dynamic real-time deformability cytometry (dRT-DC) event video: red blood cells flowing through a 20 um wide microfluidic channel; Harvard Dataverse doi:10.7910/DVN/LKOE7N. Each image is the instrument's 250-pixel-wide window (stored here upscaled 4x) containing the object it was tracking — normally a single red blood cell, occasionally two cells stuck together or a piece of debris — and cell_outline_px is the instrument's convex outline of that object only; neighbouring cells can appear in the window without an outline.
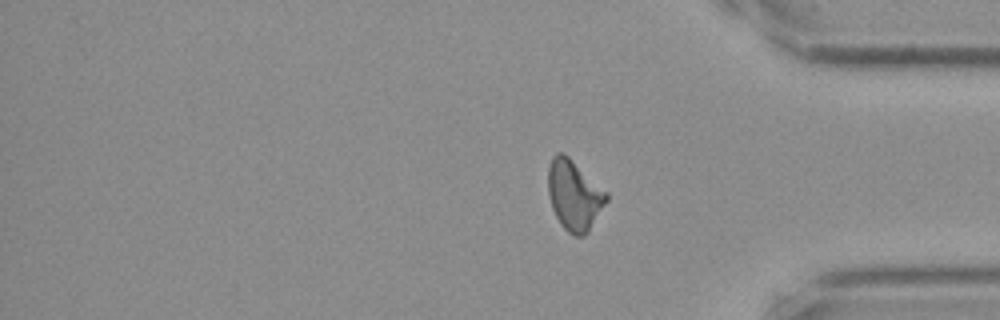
{"species": "Egyptian fruit bat (a non-hibernating species)", "species_latin": "Rousettus aegyptiacus", "temperature_condition": "cold", "stored_images_in_passage": 17, "segment_of_instrument_passage": [2, 2], "camera_frame_rate_fps": 3000, "um_per_image_px": 0.085, "frame": {"image": 1, "passage_image": 17, "time_ms": 5.333, "image_size_px": [1000, 320], "cell_outline_px": [[608, 200], [588, 232], [584, 236], [576, 236], [568, 232], [560, 224], [552, 208], [548, 196], [548, 168], [552, 156], [556, 152], [564, 152], [608, 192]], "centroid_in_image_um": [48.8, 16.57], "position_along_channel_um": 386.4, "area_um2": 24.04}}